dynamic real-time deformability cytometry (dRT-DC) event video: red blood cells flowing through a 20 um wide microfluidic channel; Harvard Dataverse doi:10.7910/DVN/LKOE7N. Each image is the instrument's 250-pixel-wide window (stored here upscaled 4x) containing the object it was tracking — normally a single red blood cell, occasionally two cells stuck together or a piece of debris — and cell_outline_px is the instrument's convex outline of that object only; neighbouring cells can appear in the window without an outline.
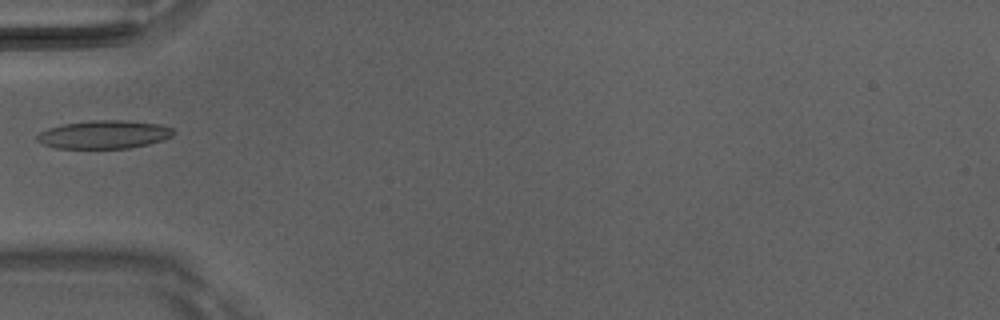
{"species": "Egyptian fruit bat (a non-hibernating species)", "species_latin": "Rousettus aegyptiacus", "temperature_condition": "room temperature", "stored_images_in_passage": 4, "camera_frame_rate_fps": 3000, "um_per_image_px": 0.085, "animal": {"sex": "male"}, "frame": {"image": 1, "passage_image": 4, "time_ms": 1.0, "image_size_px": [1000, 320], "cell_outline_px": [[172, 136], [164, 140], [148, 144], [128, 148], [56, 148], [44, 144], [36, 140], [36, 136], [40, 132], [48, 128], [64, 124], [92, 120], [124, 120], [160, 124], [172, 128]], "centroid_in_image_um": [8.84, 11.43], "position_along_channel_um": 76.2, "area_um2": 22.31}}